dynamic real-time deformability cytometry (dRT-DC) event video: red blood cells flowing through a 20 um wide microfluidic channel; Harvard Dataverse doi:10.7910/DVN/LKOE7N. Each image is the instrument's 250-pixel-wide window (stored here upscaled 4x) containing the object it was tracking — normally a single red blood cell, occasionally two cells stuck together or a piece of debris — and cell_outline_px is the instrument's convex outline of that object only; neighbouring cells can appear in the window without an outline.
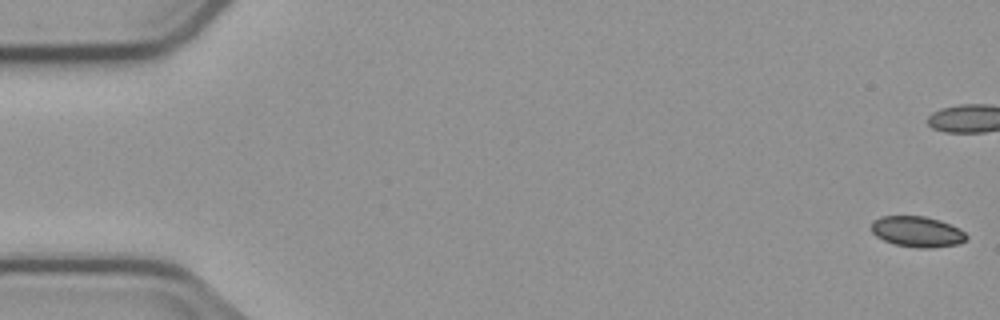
{"species": "common noctule bat (a hibernating species)", "species_latin": "Nyctalus noctula", "temperature_condition": "cold", "stored_images_in_passage": 5, "camera_frame_rate_fps": 3000, "um_per_image_px": 0.085, "animal": {"sex": "male", "body_mass_g": 23.1, "forearm_length_mm": 52.7}, "frame": {"image": 1, "passage_image": 1, "time_ms": 0.0, "image_size_px": [1000, 320], "cell_outline_px": [[968, 240], [960, 244], [932, 248], [916, 248], [896, 244], [884, 240], [876, 236], [872, 232], [872, 220], [880, 216], [924, 216], [940, 220], [960, 228], [968, 236]], "centroid_in_image_um": [78.0, 19.69], "position_along_channel_um": 7.0, "area_um2": 17.22}}
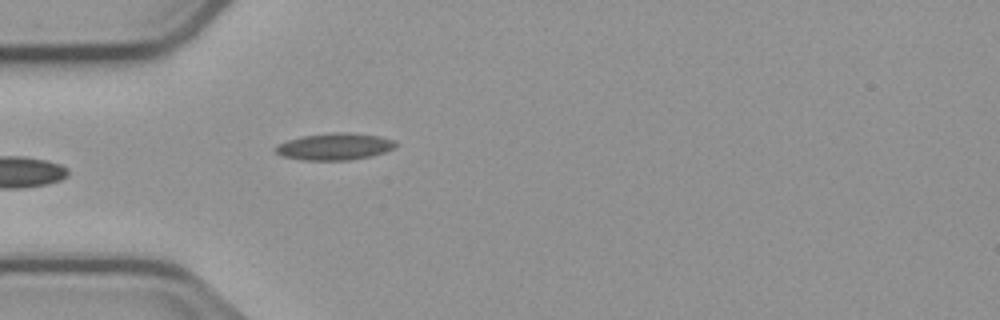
{"frame": {"image": 2, "passage_image": 5, "time_ms": 6.0, "image_size_px": [1000, 320], "cell_outline_px": [[396, 144], [392, 148], [384, 152], [372, 156], [348, 160], [300, 160], [280, 156], [276, 152], [276, 148], [280, 144], [288, 140], [304, 136], [332, 132], [348, 132], [380, 136], [392, 140]], "centroid_in_image_um": [28.43, 12.46], "position_along_channel_um": 56.6, "area_um2": 18.61}}